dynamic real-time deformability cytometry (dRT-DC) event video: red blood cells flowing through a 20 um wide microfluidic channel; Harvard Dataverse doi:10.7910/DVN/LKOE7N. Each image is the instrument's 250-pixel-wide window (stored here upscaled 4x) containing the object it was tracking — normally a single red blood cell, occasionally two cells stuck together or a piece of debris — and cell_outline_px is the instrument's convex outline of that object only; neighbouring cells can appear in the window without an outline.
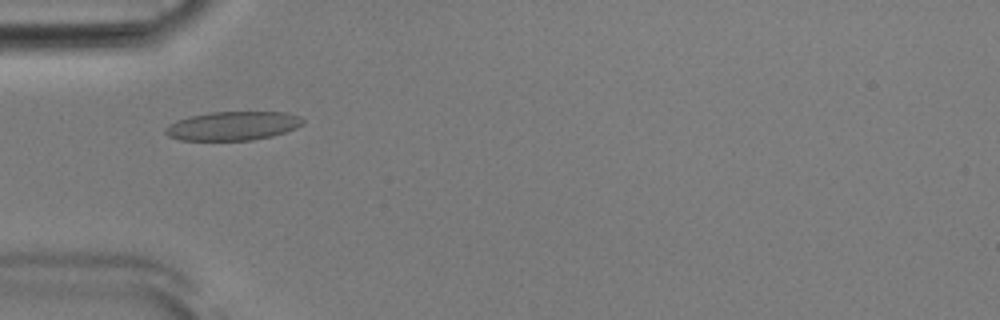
{"species": "Egyptian fruit bat (a non-hibernating species)", "species_latin": "Rousettus aegyptiacus", "temperature_condition": "room temperature", "stored_images_in_passage": 53, "camera_frame_rate_fps": 3000, "um_per_image_px": 0.085, "animal": {"sex": "male"}, "frame": {"image": 1, "passage_image": 17, "time_ms": 5.333, "image_size_px": [1000, 320], "cell_outline_px": [[304, 124], [296, 128], [272, 136], [252, 140], [180, 140], [168, 136], [164, 132], [164, 128], [168, 124], [176, 120], [192, 116], [212, 112], [284, 112], [300, 116], [304, 120]], "centroid_in_image_um": [19.78, 10.7], "position_along_channel_um": 65.2, "area_um2": 23.12}}
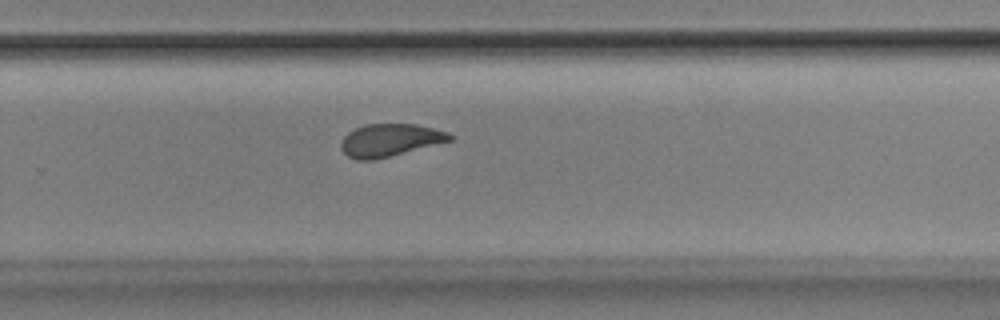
{"frame": {"image": 2, "passage_image": 35, "time_ms": 11.333, "image_size_px": [1000, 320], "cell_outline_px": [[456, 136], [452, 140], [372, 160], [356, 160], [348, 156], [340, 148], [340, 144], [344, 136], [348, 132], [364, 124], [416, 124], [448, 132]], "centroid_in_image_um": [33.13, 11.9], "position_along_channel_um": 296.7, "area_um2": 20.46}}
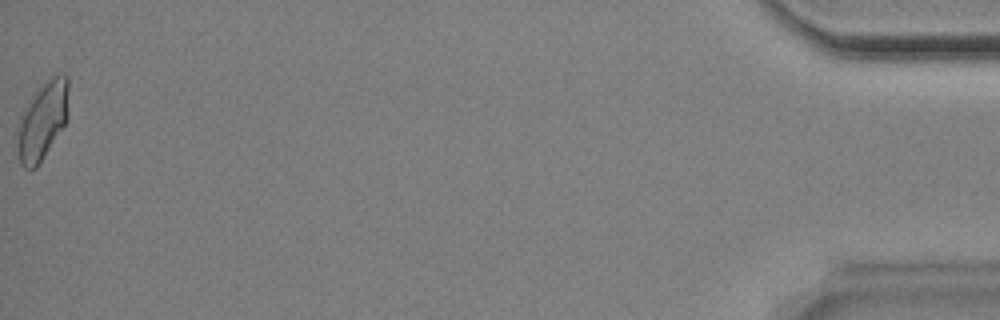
{"frame": {"image": 3, "passage_image": 53, "time_ms": 17.333, "image_size_px": [1000, 320], "cell_outline_px": [[68, 116], [64, 124], [36, 168], [24, 168], [20, 164], [20, 116], [36, 92], [52, 76], [68, 76]], "centroid_in_image_um": [3.67, 10.24], "position_along_channel_um": 431.5, "area_um2": 21.85}, "authors_computed_cell_mechanics": {"area_um2": 21.7328, "velocity_mm_per_s": 3.8733, "shape_relaxation_time_tau1_ms": 4.8482, "shape_relaxation_time_tau2_ms": 1.6184, "deformation_change_tau1": 0.1511, "deformation_change_tau2": 0.0554}}